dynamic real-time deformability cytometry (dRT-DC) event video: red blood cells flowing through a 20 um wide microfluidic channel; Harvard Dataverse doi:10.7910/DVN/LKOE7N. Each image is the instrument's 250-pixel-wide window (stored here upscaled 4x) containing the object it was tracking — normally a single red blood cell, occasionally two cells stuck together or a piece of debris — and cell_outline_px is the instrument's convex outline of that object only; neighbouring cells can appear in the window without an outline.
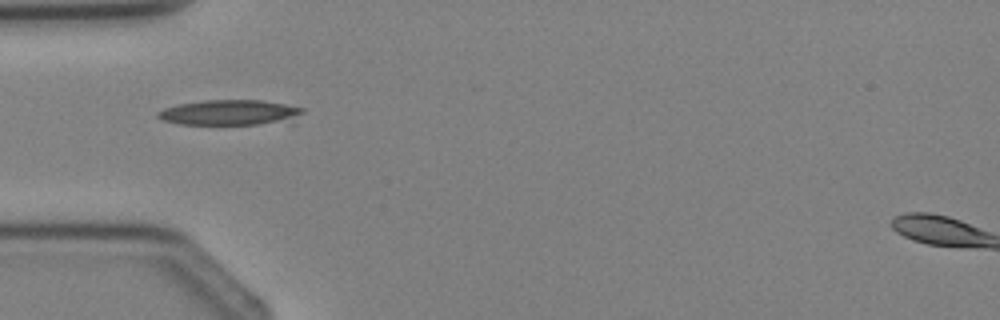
{"species": "Egyptian fruit bat (a non-hibernating species)", "species_latin": "Rousettus aegyptiacus", "temperature_condition": "cold", "stored_images_in_passage": 1, "camera_frame_rate_fps": 3000, "um_per_image_px": 0.085, "animal": {"sex": "female"}, "frame": {"image": 1, "passage_image": 1, "time_ms": 0.0, "image_size_px": [1000, 320], "cell_outline_px": [[304, 112], [296, 124], [180, 124], [164, 120], [156, 116], [156, 112], [164, 108], [176, 104], [204, 100], [260, 100], [284, 104], [304, 108]], "centroid_in_image_um": [19.67, 9.58], "position_along_channel_um": 65.3, "area_um2": 22.02}}